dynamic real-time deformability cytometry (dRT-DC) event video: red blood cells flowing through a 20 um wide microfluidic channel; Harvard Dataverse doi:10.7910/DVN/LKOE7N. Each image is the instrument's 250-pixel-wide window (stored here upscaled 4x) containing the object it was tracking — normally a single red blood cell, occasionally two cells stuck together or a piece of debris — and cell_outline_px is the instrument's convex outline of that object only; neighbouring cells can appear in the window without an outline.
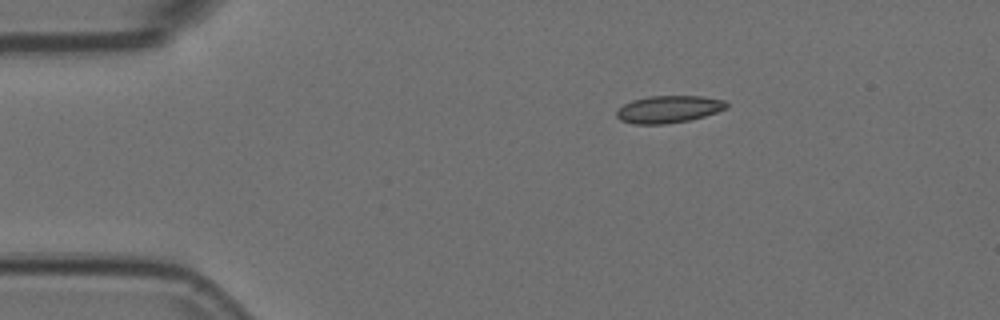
{"species": "Egyptian fruit bat (a non-hibernating species)", "species_latin": "Rousettus aegyptiacus", "temperature_condition": "room temperature", "stored_images_in_passage": 2, "camera_frame_rate_fps": 3000, "um_per_image_px": 0.085, "animal": {"sex": "female"}, "frame": {"image": 1, "passage_image": 1, "time_ms": 0.0, "image_size_px": [1000, 320], "cell_outline_px": [[728, 108], [704, 116], [688, 120], [664, 124], [636, 124], [620, 120], [616, 116], [616, 112], [624, 104], [632, 100], [648, 96], [700, 96], [724, 100], [728, 104]], "centroid_in_image_um": [56.83, 9.28], "position_along_channel_um": 28.2, "area_um2": 17.34}}